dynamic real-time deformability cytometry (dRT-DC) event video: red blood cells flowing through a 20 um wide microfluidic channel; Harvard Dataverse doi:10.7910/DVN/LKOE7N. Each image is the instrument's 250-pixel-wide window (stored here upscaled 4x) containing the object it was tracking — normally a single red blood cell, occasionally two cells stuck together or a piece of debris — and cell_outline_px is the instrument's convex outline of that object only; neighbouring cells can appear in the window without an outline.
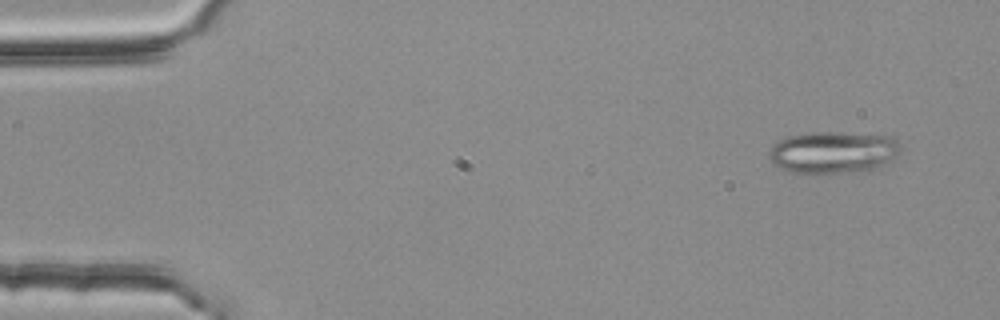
{"species": "common noctule bat (a hibernating species)", "species_latin": "Nyctalus noctula", "temperature_condition": "room temperature", "stored_images_in_passage": 4, "camera_frame_rate_fps": 3000, "um_per_image_px": 0.085, "animal": {"sex": "female", "body_mass_g": 25.1}, "frame": {"image": 1, "passage_image": 1, "time_ms": 0.0, "image_size_px": [1000, 320], "cell_outline_px": [[904, 148], [896, 156], [884, 164], [876, 168], [864, 172], [788, 172], [780, 168], [768, 156], [768, 152], [772, 144], [788, 136], [812, 132], [832, 132], [888, 136], [896, 140]], "centroid_in_image_um": [70.83, 12.94], "position_along_channel_um": 14.2, "area_um2": 32.02}}